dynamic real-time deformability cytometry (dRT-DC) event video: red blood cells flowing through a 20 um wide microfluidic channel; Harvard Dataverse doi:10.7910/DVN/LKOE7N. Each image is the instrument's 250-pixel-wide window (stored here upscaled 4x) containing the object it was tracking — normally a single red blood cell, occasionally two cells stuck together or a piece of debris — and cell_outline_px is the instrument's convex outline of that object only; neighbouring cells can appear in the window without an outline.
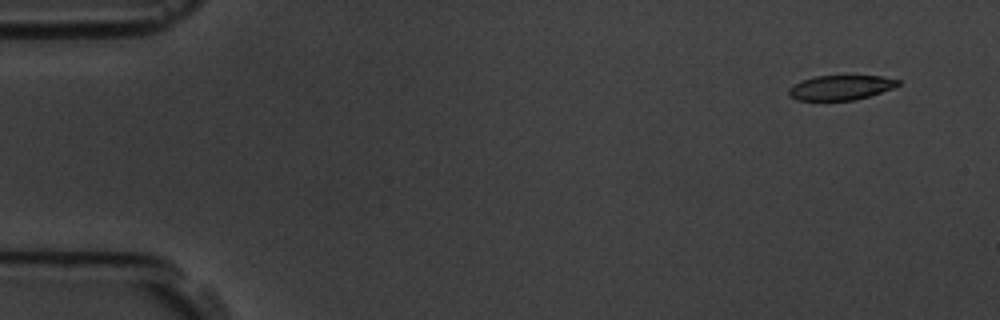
{"species": "common noctule bat (a hibernating species)", "species_latin": "Nyctalus noctula", "temperature_condition": "room temperature", "stored_images_in_passage": 9, "camera_frame_rate_fps": 3000, "um_per_image_px": 0.085, "animal": {"sex": "male", "body_mass_g": 19.5, "forearm_length_mm": 54.6}, "frame": {"image": 1, "passage_image": 1, "time_ms": 0.0, "image_size_px": [1000, 320], "cell_outline_px": [[900, 84], [892, 88], [856, 100], [796, 100], [788, 96], [788, 88], [800, 80], [812, 76], [880, 76], [900, 80]], "centroid_in_image_um": [71.39, 7.44], "position_along_channel_um": 13.6, "area_um2": 15.78}}
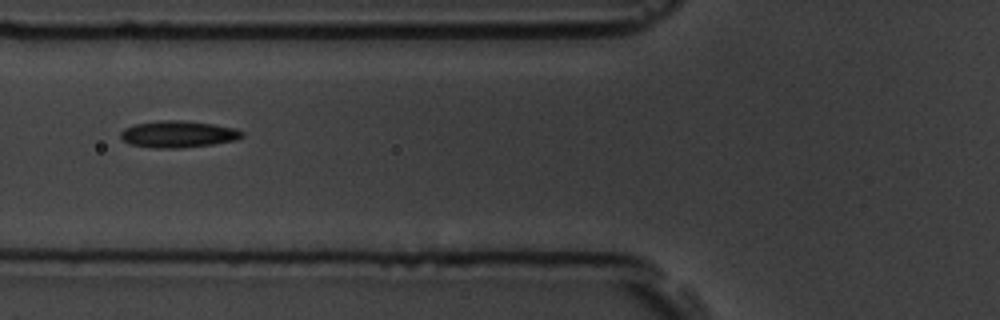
{"frame": {"image": 2, "passage_image": 6, "time_ms": 5.667, "image_size_px": [1000, 320], "cell_outline_px": [[244, 136], [236, 140], [212, 144], [184, 148], [152, 148], [128, 144], [120, 136], [120, 132], [124, 128], [136, 124], [160, 120], [184, 120], [212, 124], [236, 128], [244, 132]], "centroid_in_image_um": [15.14, 11.41], "position_along_channel_um": 110.7, "area_um2": 19.07}}
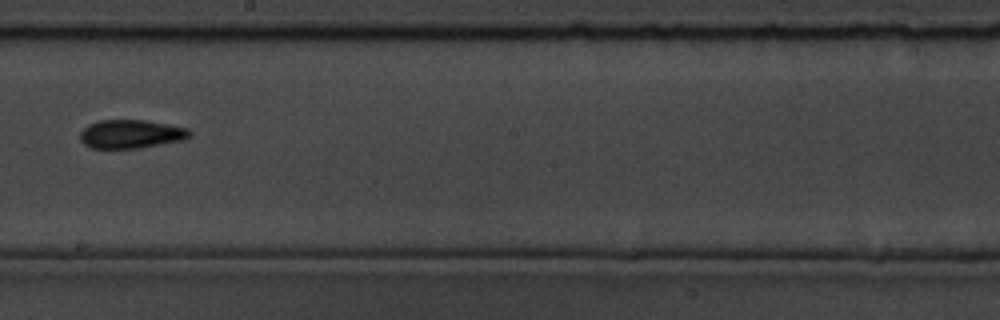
{"frame": {"image": 3, "passage_image": 9, "time_ms": 9.0, "image_size_px": [1000, 320], "cell_outline_px": [[192, 132], [184, 140], [140, 148], [88, 148], [80, 140], [80, 132], [88, 124], [100, 120], [148, 120], [188, 128]], "centroid_in_image_um": [11.12, 11.39], "position_along_channel_um": 237.1, "area_um2": 18.38}}